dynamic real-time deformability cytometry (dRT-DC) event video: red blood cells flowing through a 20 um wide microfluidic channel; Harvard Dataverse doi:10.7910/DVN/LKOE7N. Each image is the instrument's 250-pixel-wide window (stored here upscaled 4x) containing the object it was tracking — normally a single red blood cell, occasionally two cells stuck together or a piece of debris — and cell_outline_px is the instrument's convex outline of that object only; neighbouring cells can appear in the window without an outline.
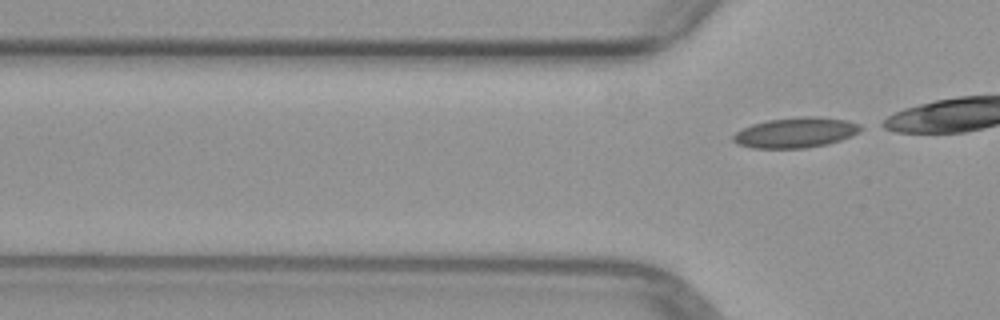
{"species": "common noctule bat (a hibernating species)", "species_latin": "Nyctalus noctula", "temperature_condition": "warm", "stored_images_in_passage": 4, "segment_of_instrument_passage": [2, 2], "camera_frame_rate_fps": 3000, "um_per_image_px": 0.085, "animal": {"sex": "female", "body_mass_g": 29.2, "forearm_length_mm": 56.3}, "frame": {"image": 1, "passage_image": 4, "time_ms": 3.333, "image_size_px": [1000, 320], "cell_outline_px": [[868, 128], [852, 136], [828, 144], [804, 148], [752, 148], [736, 144], [732, 140], [732, 136], [736, 132], [752, 124], [768, 120], [800, 116], [816, 116], [848, 120], [860, 124]], "centroid_in_image_um": [67.69, 11.26], "position_along_channel_um": 58.1, "area_um2": 22.83}}